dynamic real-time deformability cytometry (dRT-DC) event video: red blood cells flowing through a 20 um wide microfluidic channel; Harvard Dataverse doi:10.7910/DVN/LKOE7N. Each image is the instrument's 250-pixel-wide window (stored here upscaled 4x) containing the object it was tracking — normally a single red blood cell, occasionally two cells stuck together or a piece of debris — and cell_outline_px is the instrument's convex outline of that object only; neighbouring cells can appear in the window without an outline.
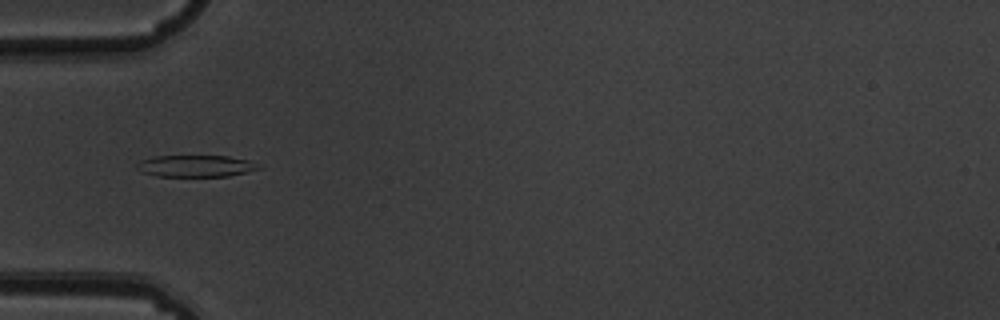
{"species": "common noctule bat (a hibernating species)", "species_latin": "Nyctalus noctula", "temperature_condition": "warm", "stored_images_in_passage": 6, "camera_frame_rate_fps": 3000, "um_per_image_px": 0.085, "animal": {"sex": "male", "body_mass_g": 19.5, "forearm_length_mm": 54.6}, "frame": {"image": 1, "passage_image": 5, "time_ms": 1.333, "image_size_px": [1000, 320], "cell_outline_px": [[264, 168], [228, 176], [156, 176], [144, 172], [136, 168], [136, 164], [140, 160], [156, 156], [228, 156], [248, 160]], "centroid_in_image_um": [16.64, 14.11], "position_along_channel_um": 68.4, "area_um2": 15.32}}